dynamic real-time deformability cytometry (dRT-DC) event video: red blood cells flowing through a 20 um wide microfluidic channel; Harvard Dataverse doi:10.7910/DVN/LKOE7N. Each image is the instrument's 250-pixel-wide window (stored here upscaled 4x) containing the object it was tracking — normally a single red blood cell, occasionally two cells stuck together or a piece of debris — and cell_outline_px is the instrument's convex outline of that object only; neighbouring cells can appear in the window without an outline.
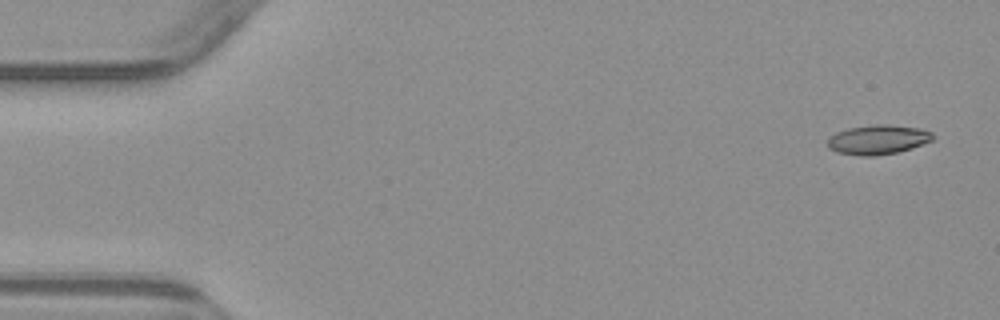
{"species": "common noctule bat (a hibernating species)", "species_latin": "Nyctalus noctula", "temperature_condition": "warm", "stored_images_in_passage": 5, "camera_frame_rate_fps": 3000, "um_per_image_px": 0.085, "animal": {"sex": "male", "body_mass_g": 23.1, "forearm_length_mm": 52.7}, "frame": {"image": 1, "passage_image": 1, "time_ms": 0.0, "image_size_px": [1000, 320], "cell_outline_px": [[936, 136], [932, 140], [912, 148], [896, 152], [876, 156], [864, 156], [836, 152], [828, 148], [828, 140], [836, 132], [848, 128], [876, 124], [884, 124], [920, 128], [932, 132]], "centroid_in_image_um": [74.64, 11.87], "position_along_channel_um": 10.4, "area_um2": 18.03}}
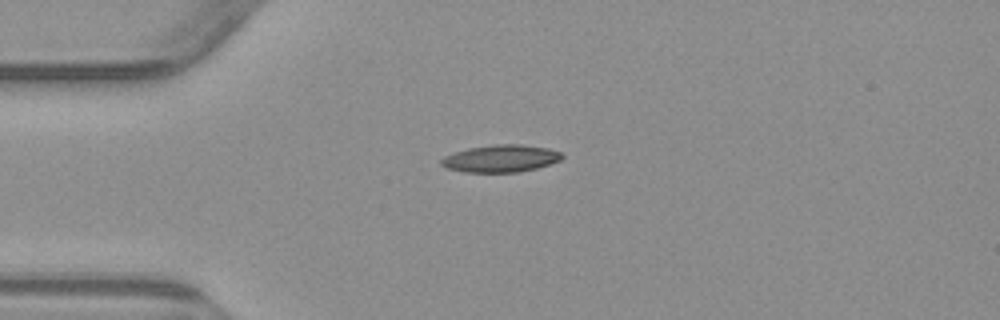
{"frame": {"image": 2, "passage_image": 4, "time_ms": 3.667, "image_size_px": [1000, 320], "cell_outline_px": [[564, 156], [560, 160], [536, 168], [516, 172], [464, 172], [448, 168], [440, 164], [440, 160], [444, 156], [468, 148], [496, 144], [520, 144], [548, 148], [560, 152]], "centroid_in_image_um": [42.55, 13.47], "position_along_channel_um": 42.4, "area_um2": 19.02}}